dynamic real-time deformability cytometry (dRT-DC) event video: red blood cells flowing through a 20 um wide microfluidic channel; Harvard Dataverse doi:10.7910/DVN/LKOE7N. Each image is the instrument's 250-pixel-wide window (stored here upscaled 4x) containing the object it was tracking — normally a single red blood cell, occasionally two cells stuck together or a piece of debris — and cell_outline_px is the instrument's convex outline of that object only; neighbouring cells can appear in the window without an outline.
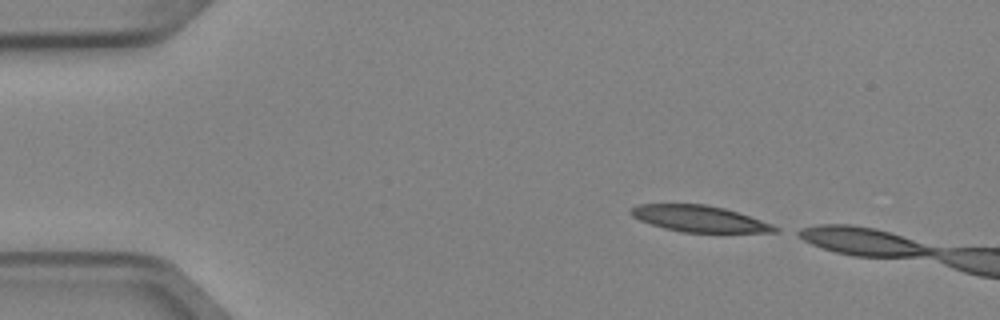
{"species": "Egyptian fruit bat (a non-hibernating species)", "species_latin": "Rousettus aegyptiacus", "temperature_condition": "cold", "stored_images_in_passage": 3, "camera_frame_rate_fps": 3000, "um_per_image_px": 0.085, "animal": {"sex": "female"}, "frame": {"image": 1, "passage_image": 1, "time_ms": 0.0, "image_size_px": [1000, 320], "cell_outline_px": [[780, 232], [684, 232], [664, 228], [640, 220], [632, 216], [628, 212], [632, 208], [640, 204], [704, 204], [724, 208], [772, 224], [780, 228]], "centroid_in_image_um": [59.44, 18.59], "position_along_channel_um": 25.6, "area_um2": 21.73}}